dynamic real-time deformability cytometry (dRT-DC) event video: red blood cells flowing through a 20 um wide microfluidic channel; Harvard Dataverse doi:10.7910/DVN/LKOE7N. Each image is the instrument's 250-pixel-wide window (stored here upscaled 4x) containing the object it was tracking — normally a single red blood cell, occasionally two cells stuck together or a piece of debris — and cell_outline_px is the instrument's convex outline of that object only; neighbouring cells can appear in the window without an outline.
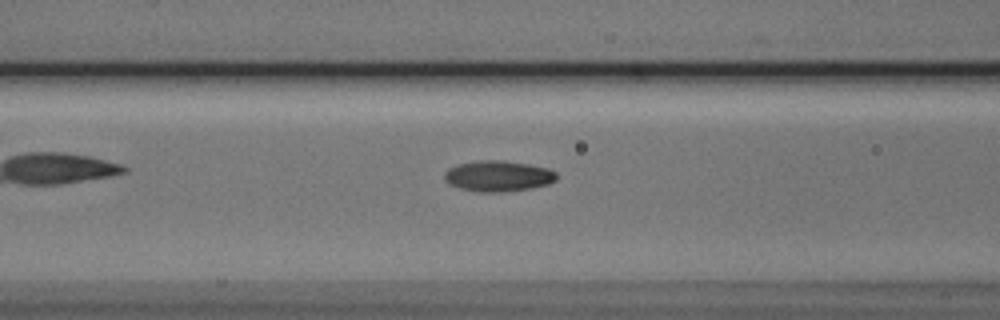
{"species": "Egyptian fruit bat (a non-hibernating species)", "species_latin": "Rousettus aegyptiacus", "temperature_condition": "cold", "stored_images_in_passage": 4, "camera_frame_rate_fps": 3000, "um_per_image_px": 0.085, "animal": {"sex": "male"}, "frame": {"image": 1, "passage_image": 4, "time_ms": 3.333, "image_size_px": [1000, 320], "cell_outline_px": [[556, 180], [548, 184], [532, 188], [504, 192], [480, 192], [460, 188], [448, 184], [444, 180], [444, 172], [448, 168], [460, 164], [480, 160], [500, 160], [528, 164], [548, 168], [556, 172]], "centroid_in_image_um": [42.33, 14.97], "position_along_channel_um": 124.3, "area_um2": 20.17}}